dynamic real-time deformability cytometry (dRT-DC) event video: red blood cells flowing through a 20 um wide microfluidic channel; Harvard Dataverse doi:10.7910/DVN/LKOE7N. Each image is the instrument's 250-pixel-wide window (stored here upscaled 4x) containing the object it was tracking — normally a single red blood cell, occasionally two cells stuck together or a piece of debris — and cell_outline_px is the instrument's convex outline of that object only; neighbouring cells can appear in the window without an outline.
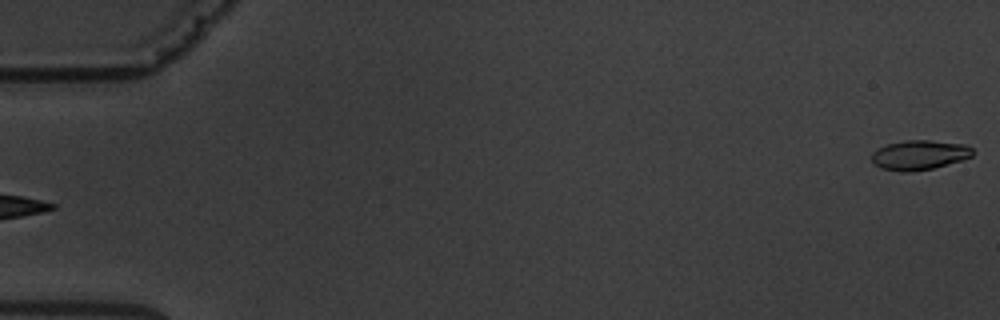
{"species": "common noctule bat (a hibernating species)", "species_latin": "Nyctalus noctula", "temperature_condition": "warm", "stored_images_in_passage": 5, "segment_of_instrument_passage": [2, 2], "camera_frame_rate_fps": 3000, "um_per_image_px": 0.085, "animal": {"sex": "male", "body_mass_g": 19.5, "forearm_length_mm": 54.6}, "frame": {"image": 1, "passage_image": 5, "time_ms": 5.667, "image_size_px": [1000, 320], "cell_outline_px": [[976, 152], [972, 156], [960, 160], [932, 168], [908, 172], [900, 172], [880, 168], [872, 164], [872, 152], [888, 144], [904, 140], [928, 140], [964, 144], [972, 148]], "centroid_in_image_um": [78.13, 13.17], "position_along_channel_um": 6.9, "area_um2": 17.4}}